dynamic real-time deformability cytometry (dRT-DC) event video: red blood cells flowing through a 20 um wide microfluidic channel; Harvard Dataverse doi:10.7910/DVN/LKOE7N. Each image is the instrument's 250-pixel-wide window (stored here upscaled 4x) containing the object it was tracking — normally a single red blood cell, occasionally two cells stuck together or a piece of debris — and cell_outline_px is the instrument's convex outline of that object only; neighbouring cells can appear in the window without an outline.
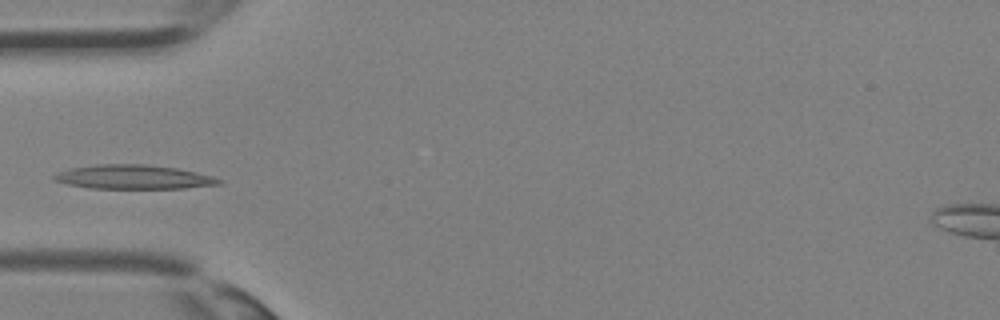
{"species": "Egyptian fruit bat (a non-hibernating species)", "species_latin": "Rousettus aegyptiacus", "temperature_condition": "room temperature", "stored_images_in_passage": 26, "camera_frame_rate_fps": 3000, "um_per_image_px": 0.085, "animal": {"sex": "female"}, "frame": {"image": 1, "passage_image": 2, "time_ms": 0.333, "image_size_px": [1000, 320], "cell_outline_px": [[224, 184], [184, 188], [88, 188], [68, 184], [52, 180], [52, 176], [56, 172], [68, 168], [96, 164], [148, 164], [176, 168], [196, 172], [212, 176], [224, 180]], "centroid_in_image_um": [11.34, 15.04], "position_along_channel_um": 73.7, "area_um2": 23.41}}
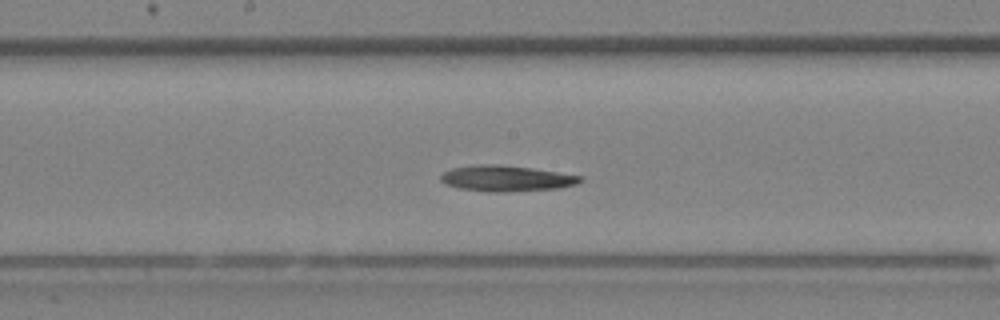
{"frame": {"image": 2, "passage_image": 9, "time_ms": 2.667, "image_size_px": [1000, 320], "cell_outline_px": [[584, 180], [576, 184], [560, 188], [504, 192], [488, 192], [460, 188], [444, 184], [440, 180], [440, 176], [444, 172], [452, 168], [480, 164], [500, 164], [532, 168], [584, 176]], "centroid_in_image_um": [43.06, 15.16], "position_along_channel_um": 205.1, "area_um2": 21.15}}
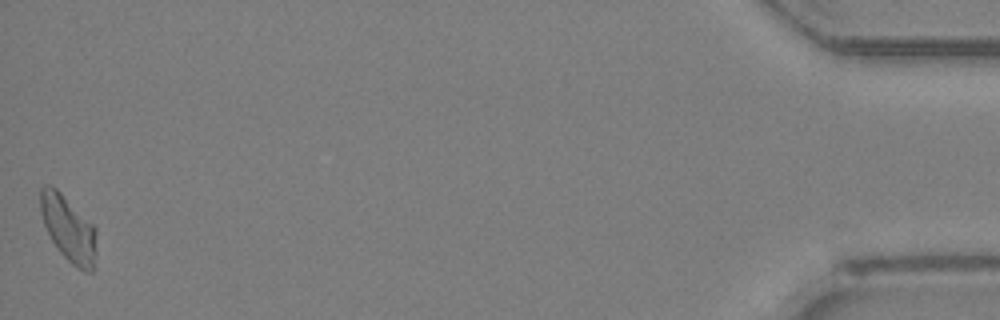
{"frame": {"image": 3, "passage_image": 26, "time_ms": 8.333, "image_size_px": [1000, 320], "cell_outline_px": [[96, 252], [92, 272], [84, 272], [72, 264], [60, 252], [52, 240], [44, 224], [40, 212], [40, 188], [44, 184], [52, 184], [96, 228]], "centroid_in_image_um": [5.81, 19.42], "position_along_channel_um": 429.4, "area_um2": 21.33}}